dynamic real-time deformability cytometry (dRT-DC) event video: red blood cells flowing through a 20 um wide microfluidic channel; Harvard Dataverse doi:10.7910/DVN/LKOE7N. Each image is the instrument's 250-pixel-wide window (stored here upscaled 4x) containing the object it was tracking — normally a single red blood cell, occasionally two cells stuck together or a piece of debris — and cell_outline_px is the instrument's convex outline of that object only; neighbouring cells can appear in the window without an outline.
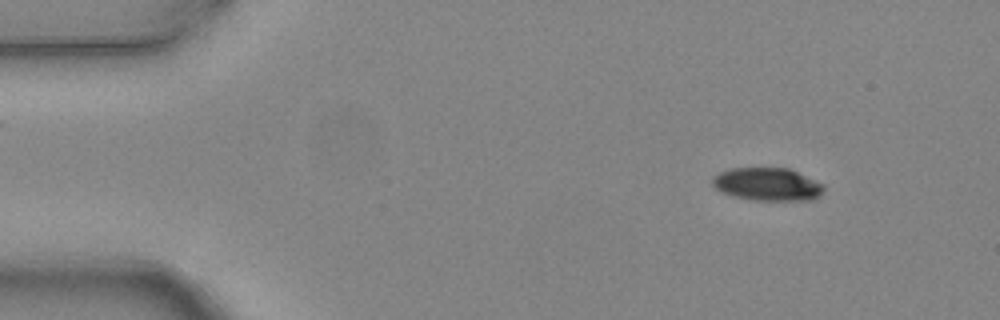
{"species": "common noctule bat (a hibernating species)", "species_latin": "Nyctalus noctula", "temperature_condition": "warm", "stored_images_in_passage": 4, "camera_frame_rate_fps": 3000, "um_per_image_px": 0.085, "animal": {"sex": "female", "body_mass_g": 24.6, "forearm_length_mm": 56.2}, "frame": {"image": 1, "passage_image": 1, "time_ms": 0.0, "image_size_px": [1000, 320], "cell_outline_px": [[824, 188], [820, 196], [812, 200], [752, 200], [732, 196], [720, 192], [712, 184], [712, 176], [720, 172], [732, 168], [788, 168], [824, 184]], "centroid_in_image_um": [65.21, 15.67], "position_along_channel_um": 19.8, "area_um2": 21.44}}
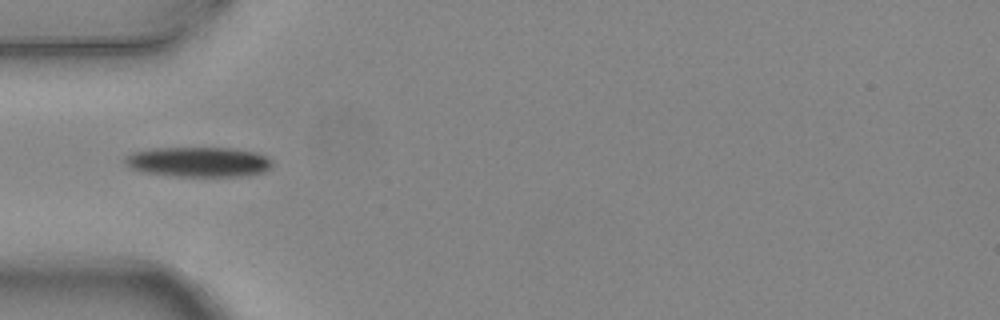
{"frame": {"image": 2, "passage_image": 4, "time_ms": 1.0, "image_size_px": [1000, 320], "cell_outline_px": [[272, 164], [264, 172], [248, 176], [176, 176], [140, 172], [124, 164], [124, 156], [132, 152], [152, 148], [232, 148], [256, 152], [268, 156], [272, 160]], "centroid_in_image_um": [16.86, 13.76], "position_along_channel_um": 68.1, "area_um2": 26.01}}